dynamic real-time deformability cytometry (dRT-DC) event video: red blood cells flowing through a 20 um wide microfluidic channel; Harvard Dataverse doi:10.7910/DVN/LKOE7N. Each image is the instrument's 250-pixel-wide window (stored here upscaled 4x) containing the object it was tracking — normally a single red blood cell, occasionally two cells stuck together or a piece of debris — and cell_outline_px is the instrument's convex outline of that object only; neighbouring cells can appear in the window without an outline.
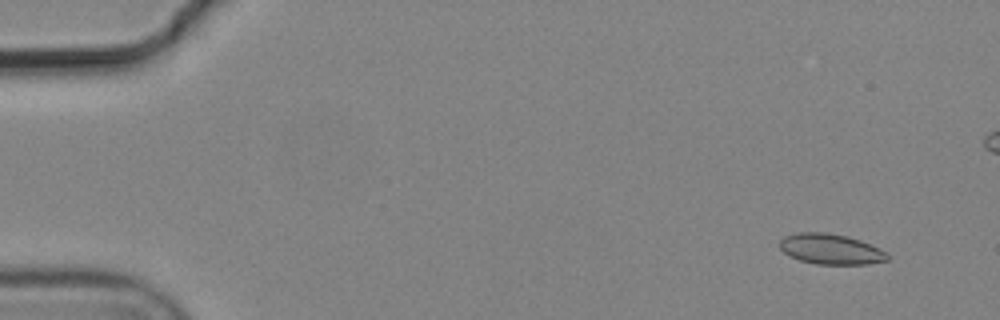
{"species": "common noctule bat (a hibernating species)", "species_latin": "Nyctalus noctula", "temperature_condition": "cold", "stored_images_in_passage": 5, "camera_frame_rate_fps": 3000, "um_per_image_px": 0.085, "animal": {"sex": "male", "body_mass_g": 19.2, "forearm_length_mm": 51.8}, "frame": {"image": 1, "passage_image": 1, "time_ms": 0.0, "image_size_px": [1000, 320], "cell_outline_px": [[888, 260], [868, 264], [816, 264], [800, 260], [784, 252], [780, 248], [780, 240], [784, 236], [800, 232], [824, 232], [844, 236], [860, 240], [880, 248], [888, 256]], "centroid_in_image_um": [70.61, 21.17], "position_along_channel_um": 14.4, "area_um2": 18.84}}